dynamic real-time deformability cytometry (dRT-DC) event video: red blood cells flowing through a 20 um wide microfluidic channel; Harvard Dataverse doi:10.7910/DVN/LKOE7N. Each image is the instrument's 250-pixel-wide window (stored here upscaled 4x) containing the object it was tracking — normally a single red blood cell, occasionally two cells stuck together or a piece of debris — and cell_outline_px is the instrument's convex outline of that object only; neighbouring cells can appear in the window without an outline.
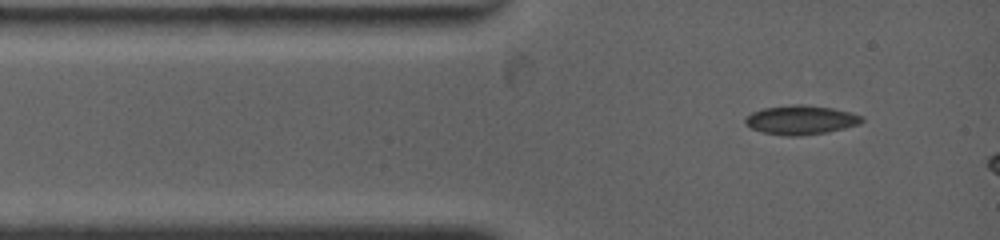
{"species": "common noctule bat (a hibernating species)", "species_latin": "Nyctalus noctula", "temperature_condition": "warm", "stored_images_in_passage": 2, "camera_frame_rate_fps": 4500, "um_per_image_px": 0.085, "animal": {"sex": "female", "body_mass_g": 19.0, "forearm_length_mm": 53.3}, "frame": {"image": 1, "passage_image": 1, "time_ms": 0.0, "image_size_px": [1000, 240], "cell_outline_px": [[864, 120], [860, 124], [828, 132], [800, 136], [784, 136], [764, 132], [752, 128], [744, 124], [744, 120], [752, 112], [764, 108], [796, 104], [804, 104], [832, 108], [852, 112], [864, 116]], "centroid_in_image_um": [68.11, 10.19], "position_along_channel_um": 16.9, "area_um2": 19.88}}